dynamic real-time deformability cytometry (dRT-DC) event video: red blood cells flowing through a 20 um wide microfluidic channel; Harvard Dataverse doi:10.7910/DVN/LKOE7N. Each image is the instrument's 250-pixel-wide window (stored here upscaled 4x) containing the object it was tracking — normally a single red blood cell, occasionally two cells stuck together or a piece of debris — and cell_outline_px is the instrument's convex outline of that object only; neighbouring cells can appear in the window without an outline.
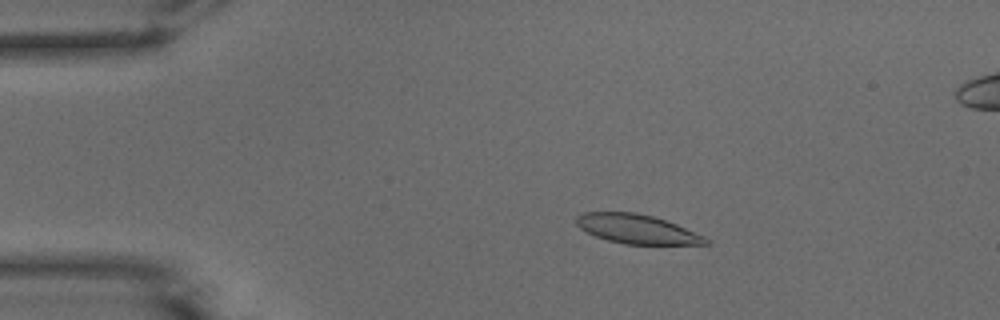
{"species": "common noctule bat (a hibernating species)", "species_latin": "Nyctalus noctula", "temperature_condition": "warm", "stored_images_in_passage": 53, "segment_of_instrument_passage": [1, 2], "camera_frame_rate_fps": 3000, "um_per_image_px": 0.085, "animal": {"sex": "male", "body_mass_g": 15.6}, "frame": {"image": 1, "passage_image": 10, "time_ms": 3.0, "image_size_px": [1000, 320], "cell_outline_px": [[712, 240], [708, 244], [624, 244], [608, 240], [596, 236], [580, 228], [576, 224], [576, 216], [584, 212], [636, 212], [652, 216], [676, 224], [704, 236]], "centroid_in_image_um": [54.14, 19.47], "position_along_channel_um": 30.9, "area_um2": 21.85}}
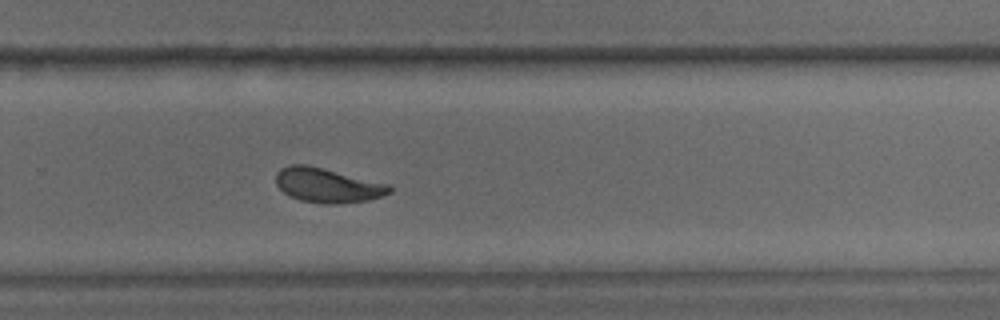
{"frame": {"image": 2, "passage_image": 35, "time_ms": 11.333, "image_size_px": [1000, 320], "cell_outline_px": [[392, 192], [384, 196], [368, 200], [336, 204], [324, 204], [300, 200], [288, 196], [276, 184], [276, 172], [280, 168], [288, 164], [308, 164], [388, 184], [392, 188]], "centroid_in_image_um": [27.82, 15.74], "position_along_channel_um": 302.0, "area_um2": 23.0}}
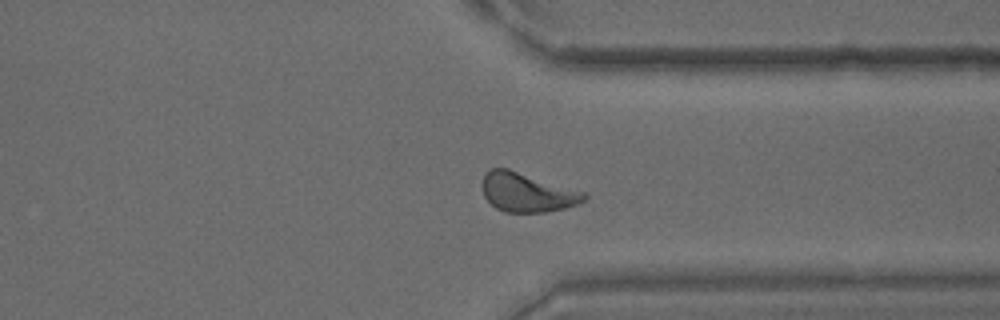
{"frame": {"image": 3, "passage_image": 40, "time_ms": 13.0, "image_size_px": [1000, 320], "cell_outline_px": [[588, 196], [580, 204], [564, 208], [544, 212], [504, 212], [496, 208], [484, 196], [480, 184], [484, 172], [488, 168], [508, 168], [588, 192]], "centroid_in_image_um": [44.8, 16.33], "position_along_channel_um": 366.6, "area_um2": 23.76}}